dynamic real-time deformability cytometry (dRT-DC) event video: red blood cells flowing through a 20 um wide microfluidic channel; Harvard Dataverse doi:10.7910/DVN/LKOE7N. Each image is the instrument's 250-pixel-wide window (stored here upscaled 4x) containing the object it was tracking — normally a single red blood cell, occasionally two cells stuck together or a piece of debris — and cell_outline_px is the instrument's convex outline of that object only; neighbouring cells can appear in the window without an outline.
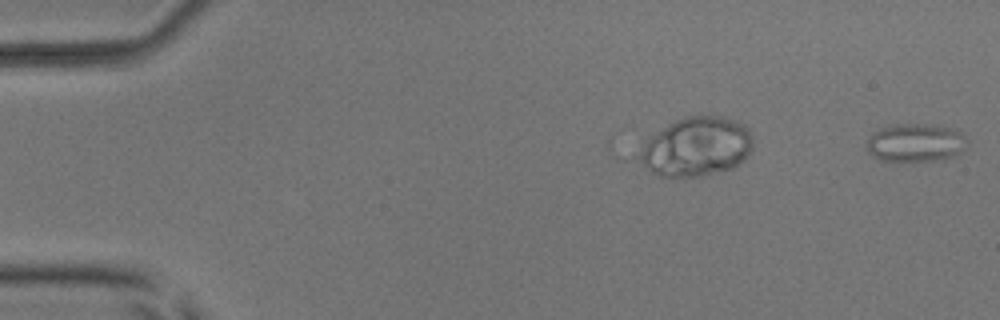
{"species": "common noctule bat (a hibernating species)", "species_latin": "Nyctalus noctula", "temperature_condition": "room temperature", "stored_images_in_passage": 9, "camera_frame_rate_fps": 3000, "um_per_image_px": 0.085, "animal": {"sex": "male", "body_mass_g": 17.9, "forearm_length_mm": 54.2}, "frame": {"image": 1, "passage_image": 9, "time_ms": 2.667, "image_size_px": [1000, 320], "cell_outline_px": [[968, 144], [956, 156], [944, 160], [880, 160], [872, 156], [868, 152], [868, 140], [872, 132], [880, 128], [896, 124], [940, 124], [956, 128], [968, 140]], "centroid_in_image_um": [77.88, 12.11], "position_along_channel_um": 7.1, "area_um2": 22.66}}